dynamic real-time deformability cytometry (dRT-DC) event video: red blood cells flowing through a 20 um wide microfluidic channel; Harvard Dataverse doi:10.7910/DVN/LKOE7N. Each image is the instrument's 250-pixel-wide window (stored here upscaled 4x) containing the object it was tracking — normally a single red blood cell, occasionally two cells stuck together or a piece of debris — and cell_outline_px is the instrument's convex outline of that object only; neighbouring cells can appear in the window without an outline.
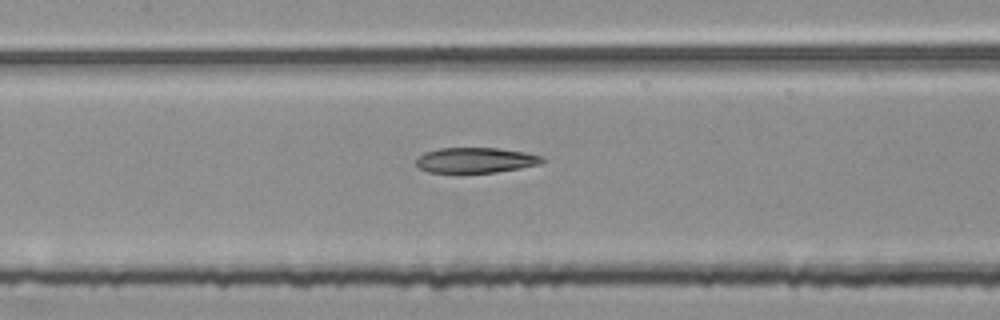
{"species": "common noctule bat (a hibernating species)", "species_latin": "Nyctalus noctula", "temperature_condition": "room temperature", "stored_images_in_passage": 42, "segment_of_instrument_passage": [2, 2], "camera_frame_rate_fps": 3000, "um_per_image_px": 0.085, "animal": {"sex": "female", "body_mass_g": 25.1}, "frame": {"image": 1, "passage_image": 23, "time_ms": 7.333, "image_size_px": [1000, 320], "cell_outline_px": [[544, 160], [540, 164], [520, 168], [496, 172], [460, 176], [428, 172], [420, 168], [416, 164], [416, 160], [424, 152], [436, 148], [496, 148], [524, 152], [540, 156]], "centroid_in_image_um": [40.34, 13.66], "position_along_channel_um": 167.1, "area_um2": 19.36}}
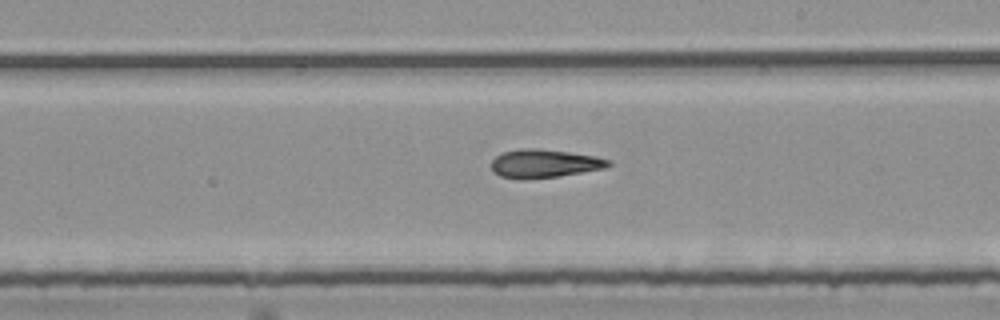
{"frame": {"image": 2, "passage_image": 29, "time_ms": 9.333, "image_size_px": [1000, 320], "cell_outline_px": [[612, 164], [604, 168], [560, 176], [500, 176], [492, 172], [492, 160], [496, 156], [504, 152], [520, 148], [536, 148], [568, 152], [596, 156], [612, 160]], "centroid_in_image_um": [46.33, 13.85], "position_along_channel_um": 242.7, "area_um2": 18.61}}
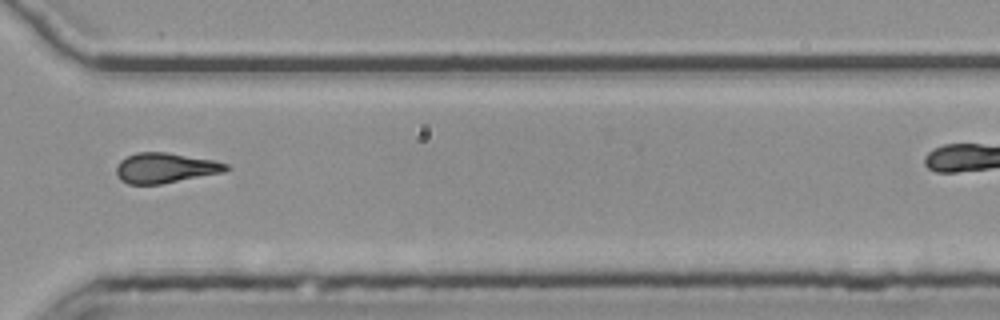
{"frame": {"image": 3, "passage_image": 38, "time_ms": 12.333, "image_size_px": [1000, 320], "cell_outline_px": [[232, 168], [224, 172], [160, 184], [128, 184], [120, 180], [116, 172], [116, 168], [120, 160], [136, 152], [168, 152], [212, 160], [228, 164]], "centroid_in_image_um": [14.05, 14.27], "position_along_channel_um": 356.6, "area_um2": 19.25}}